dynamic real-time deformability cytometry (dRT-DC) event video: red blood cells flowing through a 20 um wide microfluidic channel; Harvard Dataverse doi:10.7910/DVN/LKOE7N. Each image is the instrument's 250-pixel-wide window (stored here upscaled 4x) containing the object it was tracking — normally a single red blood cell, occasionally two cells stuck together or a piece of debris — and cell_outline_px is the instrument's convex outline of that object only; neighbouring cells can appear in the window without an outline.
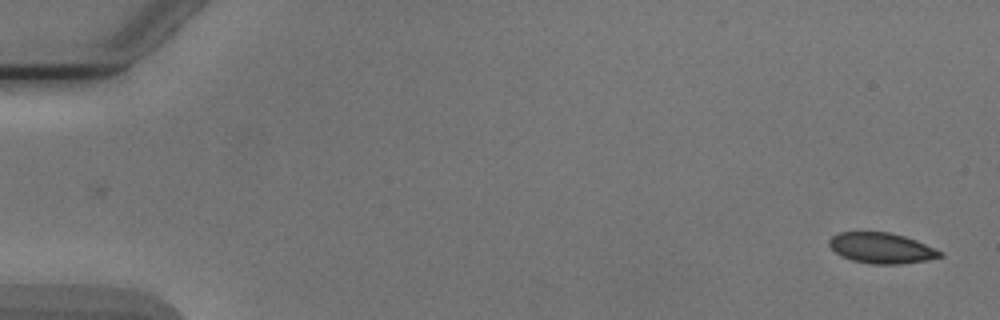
{"species": "Egyptian fruit bat (a non-hibernating species)", "species_latin": "Rousettus aegyptiacus", "temperature_condition": "cold", "stored_images_in_passage": 2, "camera_frame_rate_fps": 3000, "um_per_image_px": 0.085, "animal": {"sex": "male"}, "frame": {"image": 1, "passage_image": 2, "time_ms": 1.333, "image_size_px": [1000, 320], "cell_outline_px": [[944, 256], [928, 260], [900, 264], [872, 264], [852, 260], [840, 256], [828, 244], [828, 240], [836, 232], [892, 232], [916, 240], [944, 252]], "centroid_in_image_um": [74.93, 21.08], "position_along_channel_um": 10.1, "area_um2": 19.94}}